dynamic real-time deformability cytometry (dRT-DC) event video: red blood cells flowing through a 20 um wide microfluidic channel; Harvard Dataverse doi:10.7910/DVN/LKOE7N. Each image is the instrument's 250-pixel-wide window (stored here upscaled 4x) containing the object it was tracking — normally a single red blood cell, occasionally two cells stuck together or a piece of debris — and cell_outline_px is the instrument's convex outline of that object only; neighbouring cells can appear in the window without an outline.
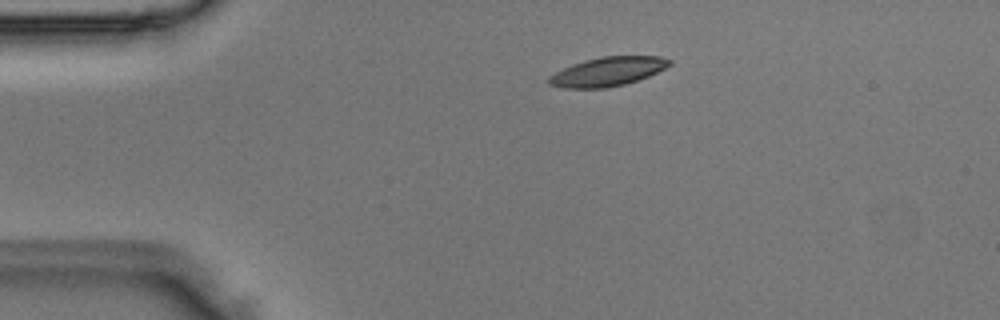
{"species": "Egyptian fruit bat (a non-hibernating species)", "species_latin": "Rousettus aegyptiacus", "temperature_condition": "room temperature", "stored_images_in_passage": 3, "camera_frame_rate_fps": 3000, "um_per_image_px": 0.085, "animal": {"sex": "male"}, "frame": {"image": 1, "passage_image": 2, "time_ms": 0.333, "image_size_px": [1000, 320], "cell_outline_px": [[672, 64], [648, 76], [624, 84], [604, 88], [564, 88], [548, 84], [548, 76], [572, 64], [584, 60], [600, 56], [660, 56], [672, 60]], "centroid_in_image_um": [51.64, 6.07], "position_along_channel_um": 33.4, "area_um2": 20.29}}